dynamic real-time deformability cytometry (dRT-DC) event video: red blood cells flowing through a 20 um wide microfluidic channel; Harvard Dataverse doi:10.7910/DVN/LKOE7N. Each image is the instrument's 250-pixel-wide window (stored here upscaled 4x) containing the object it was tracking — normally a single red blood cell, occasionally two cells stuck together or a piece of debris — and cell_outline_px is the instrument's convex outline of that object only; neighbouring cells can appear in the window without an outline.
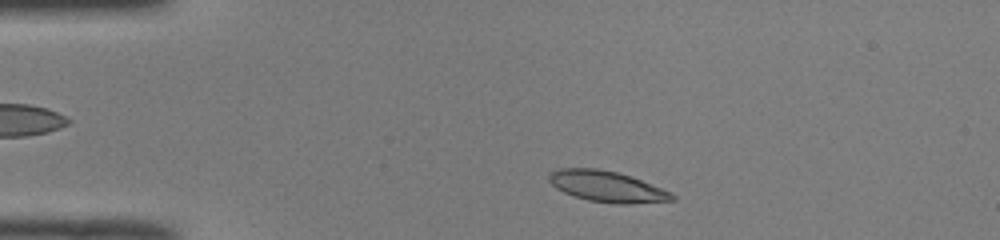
{"species": "common noctule bat (a hibernating species)", "species_latin": "Nyctalus noctula", "temperature_condition": "room temperature", "stored_images_in_passage": 44, "camera_frame_rate_fps": 3000, "um_per_image_px": 0.085, "animal": {"sex": "male", "body_mass_g": 19.0, "forearm_length_mm": 50.8}, "frame": {"image": 1, "passage_image": 4, "time_ms": 1.0, "image_size_px": [1000, 240], "cell_outline_px": [[676, 200], [628, 204], [616, 204], [588, 200], [564, 192], [556, 188], [548, 180], [548, 176], [552, 172], [560, 168], [596, 168], [616, 172], [640, 180], [672, 192], [676, 196]], "centroid_in_image_um": [51.61, 15.86], "position_along_channel_um": 33.4, "area_um2": 21.96}}
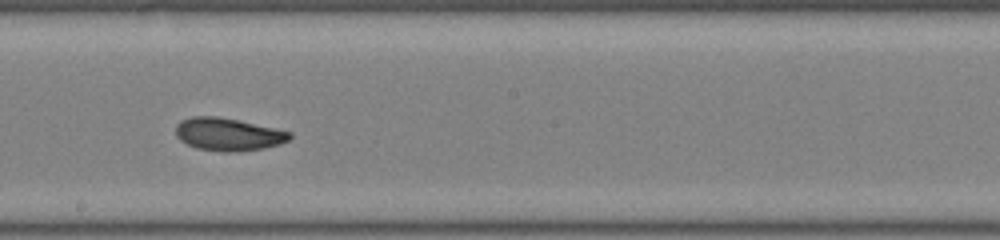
{"frame": {"image": 2, "passage_image": 22, "time_ms": 7.0, "image_size_px": [1000, 240], "cell_outline_px": [[292, 136], [288, 140], [280, 144], [264, 148], [236, 152], [224, 152], [196, 148], [180, 140], [176, 136], [176, 124], [180, 120], [192, 116], [216, 116], [236, 120], [292, 132]], "centroid_in_image_um": [19.37, 11.42], "position_along_channel_um": 228.8, "area_um2": 21.68}}
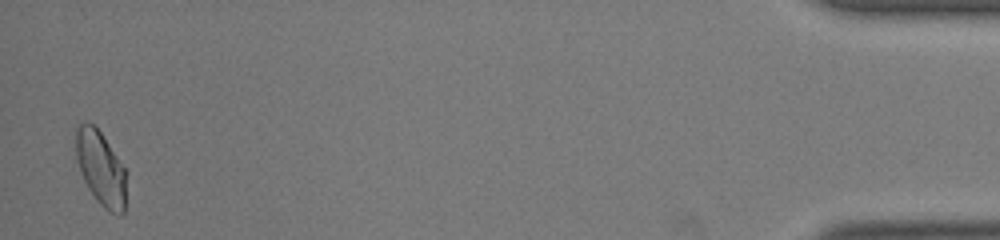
{"frame": {"image": 3, "passage_image": 43, "time_ms": 14.0, "image_size_px": [1000, 240], "cell_outline_px": [[128, 172], [124, 212], [120, 216], [108, 212], [96, 200], [88, 188], [80, 172], [76, 160], [76, 128], [84, 120], [88, 120], [100, 132]], "centroid_in_image_um": [8.59, 14.34], "position_along_channel_um": 426.6, "area_um2": 22.25}, "authors_computed_cell_mechanics": {"area_um2": 21.5594, "velocity_mm_per_s": 4.0553, "shape_relaxation_time_tau1_ms": 6.4195, "shape_relaxation_time_tau2_ms": 2.0185, "deformation_change_tau1": 0.1639, "deformation_change_tau2": 0.0611}}